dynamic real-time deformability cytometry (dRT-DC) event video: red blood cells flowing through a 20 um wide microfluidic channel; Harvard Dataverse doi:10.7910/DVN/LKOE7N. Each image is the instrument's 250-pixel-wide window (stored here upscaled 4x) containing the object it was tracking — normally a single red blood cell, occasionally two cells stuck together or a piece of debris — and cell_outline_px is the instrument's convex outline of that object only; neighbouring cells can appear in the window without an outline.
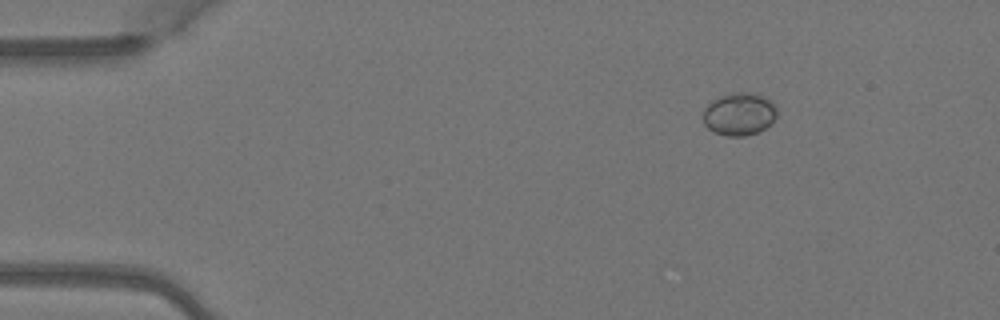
{"species": "Egyptian fruit bat (a non-hibernating species)", "species_latin": "Rousettus aegyptiacus", "temperature_condition": "warm", "stored_images_in_passage": 3, "camera_frame_rate_fps": 3000, "um_per_image_px": 0.085, "animal": {"sex": "female"}, "frame": {"image": 1, "passage_image": 1, "time_ms": 0.0, "image_size_px": [1000, 320], "cell_outline_px": [[776, 116], [760, 132], [744, 136], [728, 136], [712, 132], [704, 124], [704, 108], [712, 100], [720, 96], [736, 92], [748, 92], [760, 96], [776, 104]], "centroid_in_image_um": [62.81, 9.71], "position_along_channel_um": 22.2, "area_um2": 18.21}}